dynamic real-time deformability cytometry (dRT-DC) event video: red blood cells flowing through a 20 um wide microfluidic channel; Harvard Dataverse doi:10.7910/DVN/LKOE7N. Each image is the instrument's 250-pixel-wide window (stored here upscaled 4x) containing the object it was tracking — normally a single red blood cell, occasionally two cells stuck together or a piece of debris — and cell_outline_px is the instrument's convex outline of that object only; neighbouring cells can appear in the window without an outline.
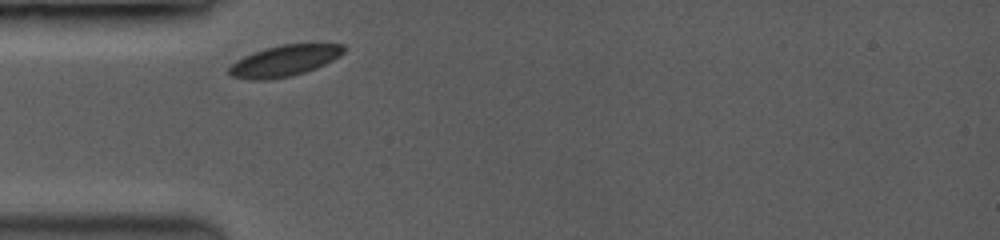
{"species": "common noctule bat (a hibernating species)", "species_latin": "Nyctalus noctula", "temperature_condition": "room temperature", "stored_images_in_passage": 27, "camera_frame_rate_fps": 3500, "um_per_image_px": 0.085, "animal": {"sex": "female", "body_mass_g": 19.0, "forearm_length_mm": 53.3}, "frame": {"image": 1, "passage_image": 1, "time_ms": 0.0, "image_size_px": [1000, 240], "cell_outline_px": [[348, 48], [344, 52], [332, 60], [316, 68], [304, 72], [288, 76], [268, 80], [252, 80], [232, 76], [228, 72], [228, 68], [236, 60], [252, 52], [280, 44], [344, 44]], "centroid_in_image_um": [24.17, 5.16], "position_along_channel_um": 60.8, "area_um2": 20.69}}
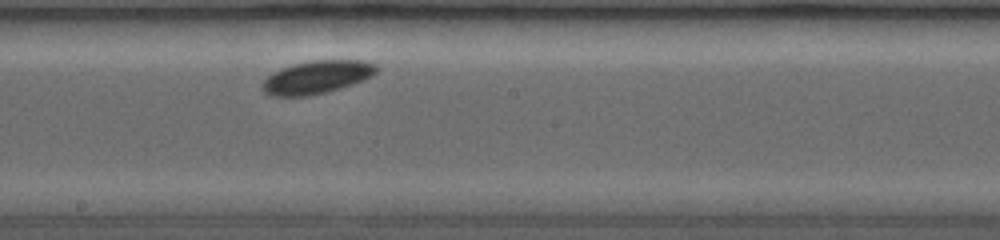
{"frame": {"image": 2, "passage_image": 13, "time_ms": 4.286, "image_size_px": [1000, 240], "cell_outline_px": [[380, 68], [372, 76], [364, 80], [352, 84], [324, 92], [300, 96], [276, 96], [264, 92], [264, 80], [272, 72], [280, 68], [292, 64], [312, 60], [364, 60], [376, 64]], "centroid_in_image_um": [26.97, 6.52], "position_along_channel_um": 221.2, "area_um2": 21.73}}
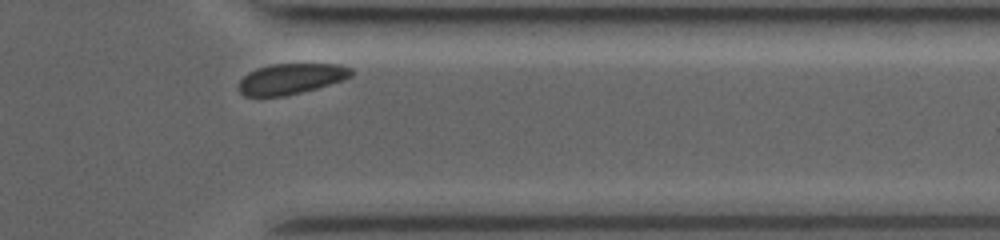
{"frame": {"image": 3, "passage_image": 25, "time_ms": 8.571, "image_size_px": [1000, 240], "cell_outline_px": [[352, 76], [344, 80], [288, 96], [244, 96], [240, 92], [240, 80], [248, 72], [256, 68], [276, 64], [340, 64], [352, 68]], "centroid_in_image_um": [24.76, 6.7], "position_along_channel_um": 386.6, "area_um2": 20.06}, "authors_computed_cell_mechanics": {"area_um2": 20.9236, "velocity_mm_per_s": 3.8115, "shape_relaxation_time_tau1_ms": 0.493, "shape_relaxation_time_tau2_ms": null, "deformation_change_tau1": 0.0418, "deformation_change_tau2": null}}